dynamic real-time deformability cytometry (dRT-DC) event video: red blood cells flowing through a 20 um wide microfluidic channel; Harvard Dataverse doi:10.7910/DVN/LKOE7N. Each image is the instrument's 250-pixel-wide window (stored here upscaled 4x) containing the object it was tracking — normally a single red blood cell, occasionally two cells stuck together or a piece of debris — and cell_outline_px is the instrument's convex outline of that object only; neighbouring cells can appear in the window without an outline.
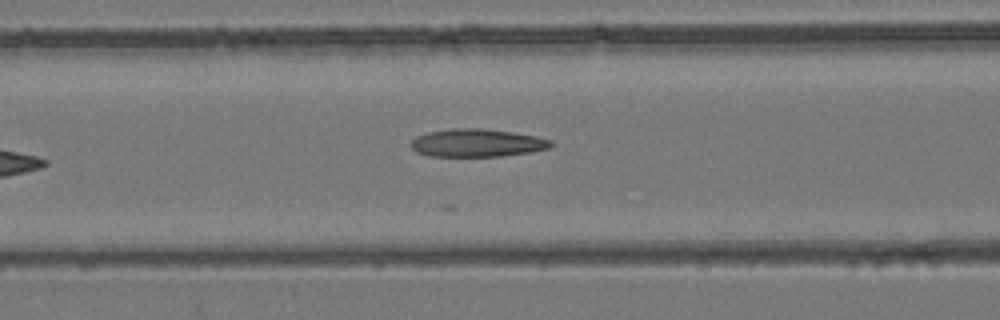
{"species": "common noctule bat (a hibernating species)", "species_latin": "Nyctalus noctula", "temperature_condition": "room temperature", "stored_images_in_passage": 19, "camera_frame_rate_fps": 3000, "um_per_image_px": 0.085, "animal": {"sex": "female", "body_mass_g": 24.6, "forearm_length_mm": 56.2}, "frame": {"image": 1, "passage_image": 6, "time_ms": 1.667, "image_size_px": [1000, 320], "cell_outline_px": [[552, 144], [548, 148], [528, 152], [500, 156], [428, 156], [416, 152], [408, 144], [416, 136], [428, 132], [448, 128], [480, 128], [512, 132], [536, 136], [552, 140]], "centroid_in_image_um": [40.48, 12.14], "position_along_channel_um": 126.1, "area_um2": 22.77}}
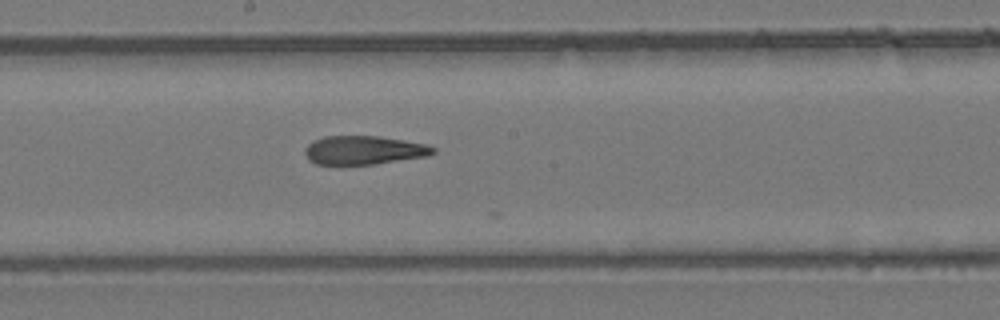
{"frame": {"image": 2, "passage_image": 13, "time_ms": 4.0, "image_size_px": [1000, 320], "cell_outline_px": [[436, 152], [428, 156], [376, 164], [316, 164], [308, 160], [304, 152], [304, 148], [312, 140], [324, 136], [380, 136], [428, 144], [436, 148]], "centroid_in_image_um": [30.94, 12.76], "position_along_channel_um": 217.3, "area_um2": 21.68}}
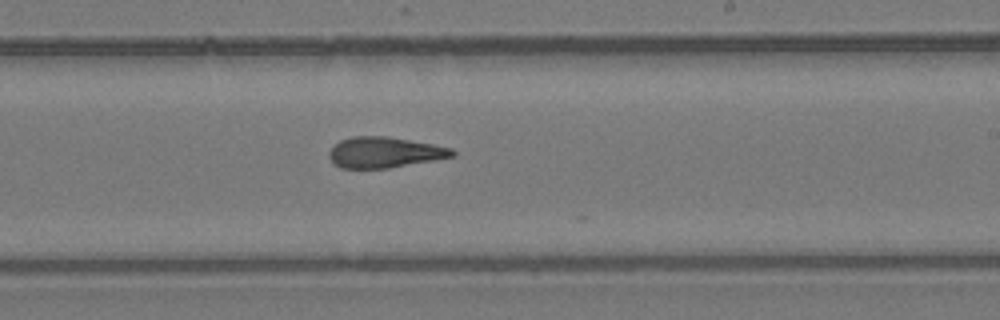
{"frame": {"image": 3, "passage_image": 16, "time_ms": 5.0, "image_size_px": [1000, 320], "cell_outline_px": [[456, 156], [436, 160], [388, 168], [340, 168], [332, 164], [328, 156], [328, 152], [340, 140], [352, 136], [384, 136], [432, 144], [452, 148], [456, 152]], "centroid_in_image_um": [32.67, 12.96], "position_along_channel_um": 256.3, "area_um2": 22.14}}